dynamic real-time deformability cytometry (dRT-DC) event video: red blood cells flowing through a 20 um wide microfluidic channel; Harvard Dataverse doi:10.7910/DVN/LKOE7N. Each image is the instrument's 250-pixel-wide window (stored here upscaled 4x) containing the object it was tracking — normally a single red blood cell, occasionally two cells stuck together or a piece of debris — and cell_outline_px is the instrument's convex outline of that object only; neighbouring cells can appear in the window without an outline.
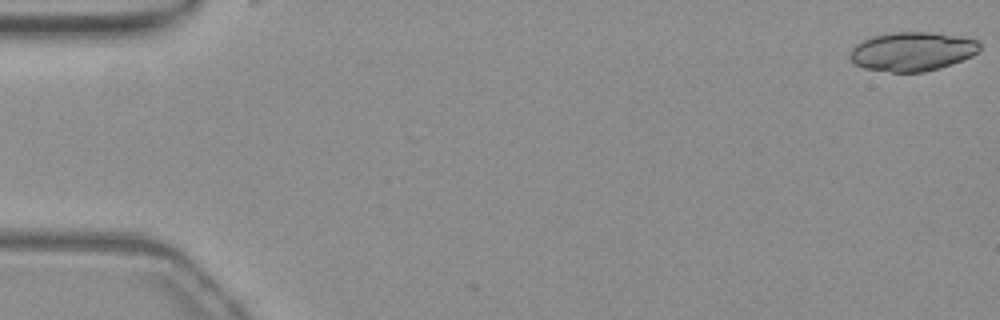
{"species": "common noctule bat (a hibernating species)", "species_latin": "Nyctalus noctula", "temperature_condition": "warm", "stored_images_in_passage": 3, "camera_frame_rate_fps": 3000, "um_per_image_px": 0.085, "animal": {"sex": "female", "body_mass_g": 19.3, "forearm_length_mm": 54.1}, "frame": {"image": 1, "passage_image": 1, "time_ms": 0.0, "image_size_px": [1000, 320], "cell_outline_px": [[980, 48], [972, 56], [952, 64], [924, 72], [892, 72], [864, 68], [856, 64], [848, 56], [852, 48], [856, 44], [872, 36], [892, 32], [932, 32], [960, 36], [976, 40], [980, 44]], "centroid_in_image_um": [77.53, 4.37], "position_along_channel_um": 7.5, "area_um2": 29.42}}